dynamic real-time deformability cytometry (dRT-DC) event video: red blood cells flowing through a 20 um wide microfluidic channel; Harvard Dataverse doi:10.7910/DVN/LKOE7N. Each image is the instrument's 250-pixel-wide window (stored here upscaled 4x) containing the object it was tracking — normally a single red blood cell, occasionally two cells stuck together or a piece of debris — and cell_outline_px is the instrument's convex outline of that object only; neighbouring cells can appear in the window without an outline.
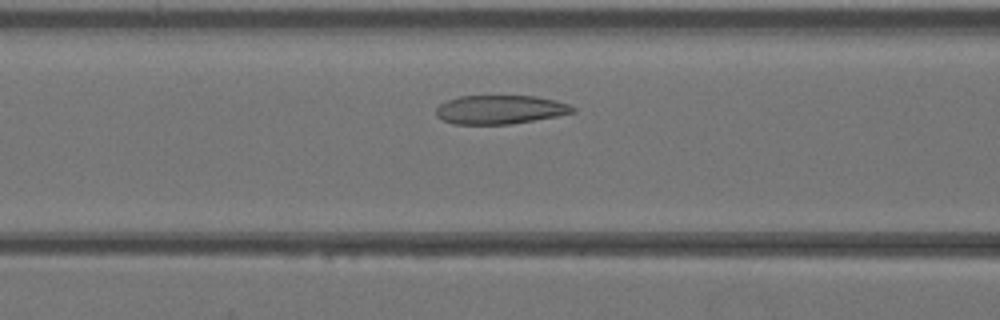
{"species": "Egyptian fruit bat (a non-hibernating species)", "species_latin": "Rousettus aegyptiacus", "temperature_condition": "warm", "stored_images_in_passage": 27, "camera_frame_rate_fps": 3000, "um_per_image_px": 0.085, "animal": {"sex": "female"}, "frame": {"image": 1, "passage_image": 8, "time_ms": 2.333, "image_size_px": [1000, 320], "cell_outline_px": [[576, 112], [556, 116], [512, 124], [452, 124], [436, 116], [436, 108], [444, 100], [456, 96], [536, 96], [556, 100], [568, 104], [576, 108]], "centroid_in_image_um": [42.49, 9.31], "position_along_channel_um": 124.1, "area_um2": 23.12}}
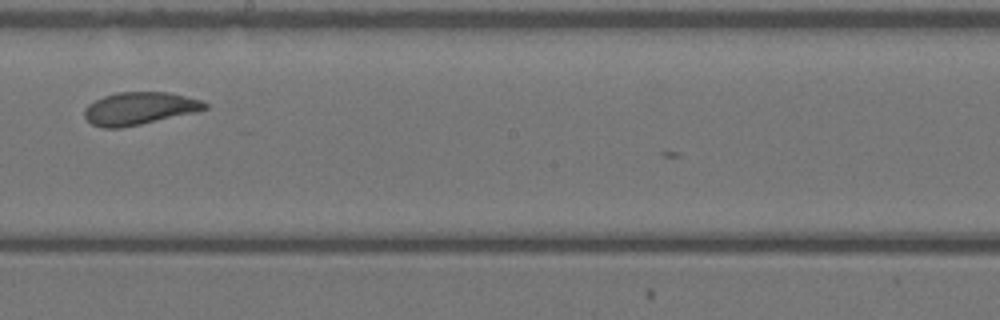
{"frame": {"image": 2, "passage_image": 15, "time_ms": 4.667, "image_size_px": [1000, 320], "cell_outline_px": [[208, 108], [196, 112], [140, 124], [120, 128], [100, 128], [92, 124], [84, 116], [84, 108], [88, 104], [104, 96], [116, 92], [168, 92], [200, 100], [208, 104]], "centroid_in_image_um": [11.82, 9.22], "position_along_channel_um": 236.4, "area_um2": 22.77}}
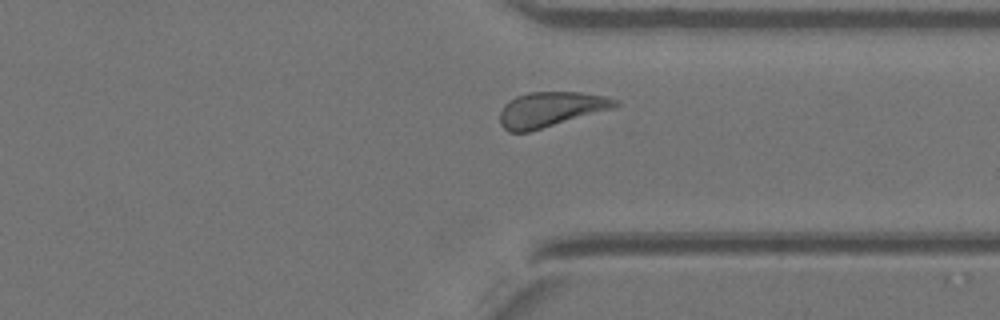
{"frame": {"image": 3, "passage_image": 23, "time_ms": 7.333, "image_size_px": [1000, 320], "cell_outline_px": [[620, 104], [616, 108], [528, 132], [508, 132], [500, 124], [500, 112], [504, 104], [508, 100], [516, 96], [528, 92], [580, 92], [604, 96], [620, 100]], "centroid_in_image_um": [46.82, 9.29], "position_along_channel_um": 364.6, "area_um2": 23.76}}